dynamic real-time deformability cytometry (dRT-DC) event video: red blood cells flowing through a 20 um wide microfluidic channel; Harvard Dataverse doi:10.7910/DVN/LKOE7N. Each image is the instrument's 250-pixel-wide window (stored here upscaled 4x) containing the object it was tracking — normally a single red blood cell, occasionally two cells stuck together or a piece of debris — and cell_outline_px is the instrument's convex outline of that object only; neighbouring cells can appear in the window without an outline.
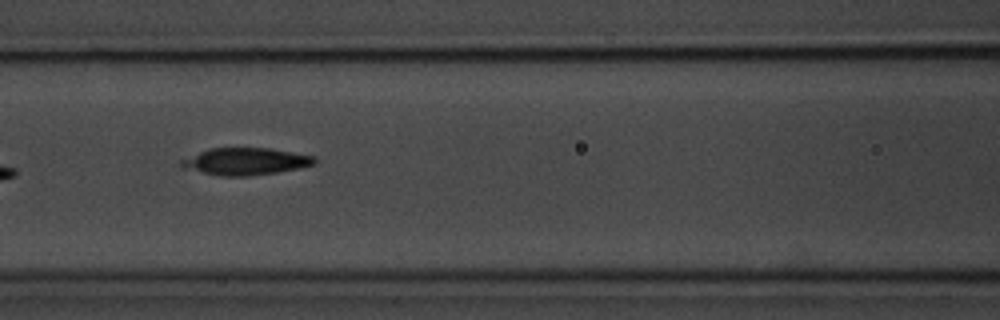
{"species": "common noctule bat (a hibernating species)", "species_latin": "Nyctalus noctula", "temperature_condition": "room temperature", "stored_images_in_passage": 4, "camera_frame_rate_fps": 3000, "um_per_image_px": 0.085, "animal": {"sex": "male", "body_mass_g": 20.1, "forearm_length_mm": 53.5}, "frame": {"image": 1, "passage_image": 4, "time_ms": 3.333, "image_size_px": [1000, 320], "cell_outline_px": [[316, 164], [300, 168], [276, 172], [248, 176], [220, 176], [180, 168], [180, 160], [208, 148], [268, 148], [316, 156]], "centroid_in_image_um": [20.85, 13.72], "position_along_channel_um": 145.8, "area_um2": 21.15}}